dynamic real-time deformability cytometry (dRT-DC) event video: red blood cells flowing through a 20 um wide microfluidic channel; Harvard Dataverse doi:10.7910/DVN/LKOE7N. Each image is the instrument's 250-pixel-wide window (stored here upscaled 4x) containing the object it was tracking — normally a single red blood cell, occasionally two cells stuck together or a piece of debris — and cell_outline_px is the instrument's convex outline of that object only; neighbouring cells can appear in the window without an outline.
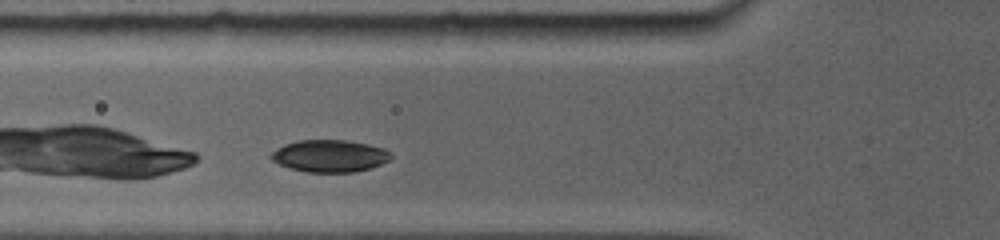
{"species": "common noctule bat (a hibernating species)", "species_latin": "Nyctalus noctula", "temperature_condition": "room temperature", "stored_images_in_passage": 37, "camera_frame_rate_fps": 5000, "um_per_image_px": 0.085, "animal": {"sex": "female", "body_mass_g": 19.0, "forearm_length_mm": 56.7}, "frame": {"image": 1, "passage_image": 5, "time_ms": 1.2, "image_size_px": [1000, 240], "cell_outline_px": [[392, 156], [388, 160], [380, 164], [368, 168], [352, 172], [308, 172], [292, 168], [280, 164], [272, 160], [268, 156], [276, 148], [284, 144], [296, 140], [344, 140], [368, 144], [384, 148], [392, 152]], "centroid_in_image_um": [28.01, 13.24], "position_along_channel_um": 97.8, "area_um2": 22.37}}
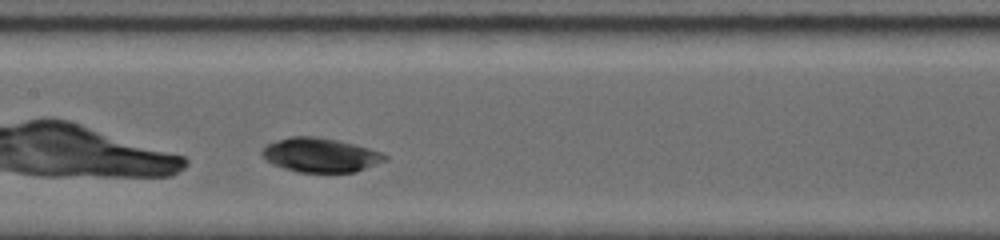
{"frame": {"image": 2, "passage_image": 13, "time_ms": 3.4, "image_size_px": [1000, 240], "cell_outline_px": [[388, 160], [356, 172], [296, 172], [272, 164], [260, 152], [264, 144], [288, 136], [316, 136], [336, 140], [384, 152], [388, 156]], "centroid_in_image_um": [27.23, 13.17], "position_along_channel_um": 180.2, "area_um2": 24.68}}
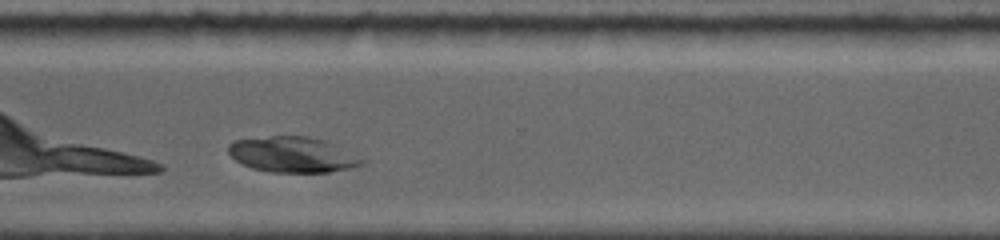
{"frame": {"image": 3, "passage_image": 29, "time_ms": 7.8, "image_size_px": [1000, 240], "cell_outline_px": [[368, 160], [364, 164], [352, 168], [328, 172], [268, 172], [252, 168], [236, 160], [228, 152], [228, 144], [232, 140], [272, 136], [308, 136], [324, 140]], "centroid_in_image_um": [24.89, 13.14], "position_along_channel_um": 345.7, "area_um2": 27.74}, "authors_computed_cell_mechanics": {"area_um2": 25.721, "velocity_mm_per_s": 3.7514, "shape_relaxation_time_tau1_ms": 2.2905, "shape_relaxation_time_tau2_ms": null, "deformation_change_tau1": 0.0386, "deformation_change_tau2": null}}